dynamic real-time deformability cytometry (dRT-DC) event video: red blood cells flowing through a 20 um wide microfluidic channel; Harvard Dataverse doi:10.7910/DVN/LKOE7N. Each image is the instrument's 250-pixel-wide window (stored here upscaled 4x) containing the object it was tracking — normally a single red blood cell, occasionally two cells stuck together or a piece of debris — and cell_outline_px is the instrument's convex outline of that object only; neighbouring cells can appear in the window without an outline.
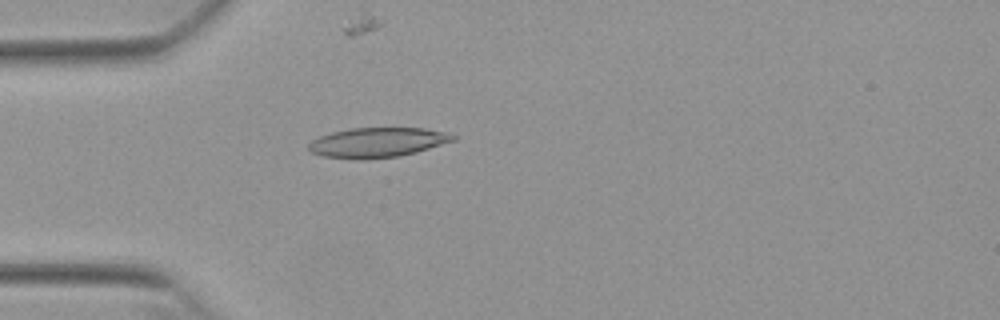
{"species": "Egyptian fruit bat (a non-hibernating species)", "species_latin": "Rousettus aegyptiacus", "temperature_condition": "warm", "stored_images_in_passage": 38, "camera_frame_rate_fps": 3000, "um_per_image_px": 0.085, "animal": {"sex": "female"}, "frame": {"image": 1, "passage_image": 8, "time_ms": 2.333, "image_size_px": [1000, 320], "cell_outline_px": [[456, 140], [416, 152], [400, 156], [360, 160], [324, 156], [312, 152], [308, 148], [308, 144], [312, 140], [320, 136], [332, 132], [352, 128], [424, 128], [448, 132], [456, 136]], "centroid_in_image_um": [32.1, 12.11], "position_along_channel_um": 52.9, "area_um2": 25.09}}
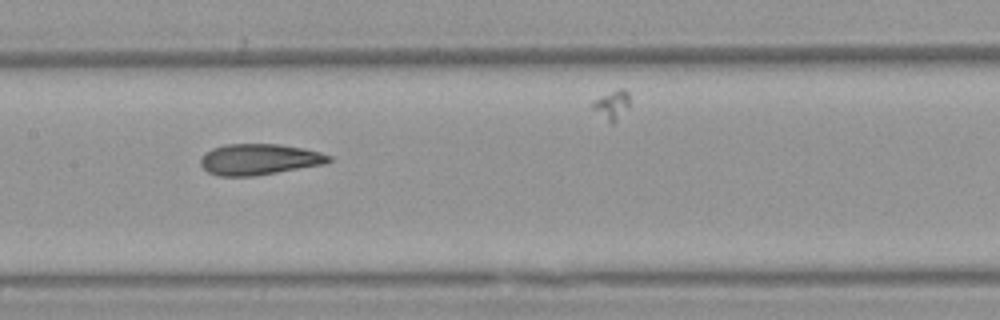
{"frame": {"image": 2, "passage_image": 19, "time_ms": 6.0, "image_size_px": [1000, 320], "cell_outline_px": [[332, 160], [328, 164], [252, 176], [220, 176], [208, 172], [200, 164], [200, 156], [204, 152], [212, 148], [224, 144], [280, 144], [304, 148], [320, 152], [332, 156]], "centroid_in_image_um": [22.04, 13.54], "position_along_channel_um": 185.4, "area_um2": 23.47}}
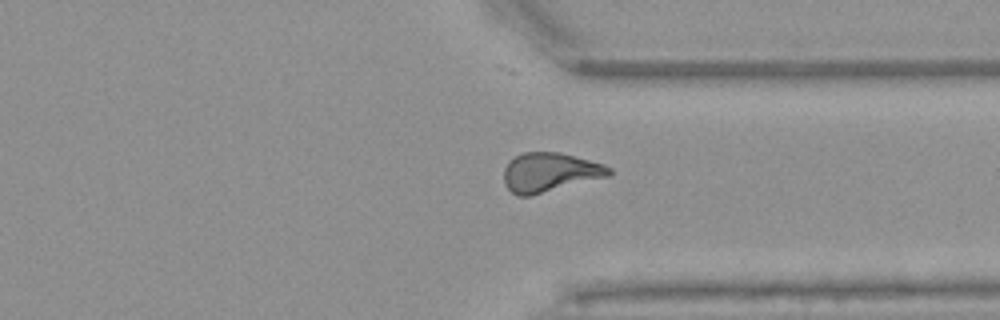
{"frame": {"image": 3, "passage_image": 33, "time_ms": 10.667, "image_size_px": [1000, 320], "cell_outline_px": [[612, 176], [532, 196], [516, 196], [504, 184], [504, 168], [508, 160], [524, 152], [560, 152], [604, 164], [612, 168]], "centroid_in_image_um": [46.76, 14.66], "position_along_channel_um": 364.6, "area_um2": 24.51}}